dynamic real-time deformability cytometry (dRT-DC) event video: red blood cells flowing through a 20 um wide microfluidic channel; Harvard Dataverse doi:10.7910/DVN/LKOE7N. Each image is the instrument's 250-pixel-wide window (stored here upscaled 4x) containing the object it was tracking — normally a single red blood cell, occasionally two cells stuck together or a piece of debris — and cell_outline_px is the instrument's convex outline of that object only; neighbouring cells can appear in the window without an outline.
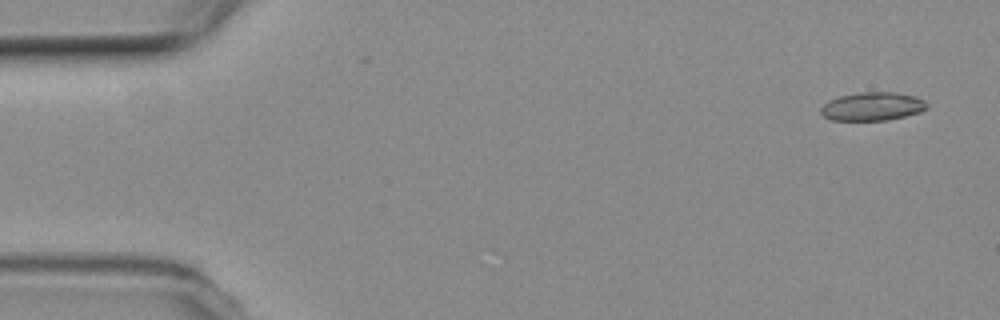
{"species": "common noctule bat (a hibernating species)", "species_latin": "Nyctalus noctula", "temperature_condition": "room temperature", "stored_images_in_passage": 8, "camera_frame_rate_fps": 3000, "um_per_image_px": 0.085, "animal": {"sex": "female", "body_mass_g": 19.3, "forearm_length_mm": 54.1}, "frame": {"image": 1, "passage_image": 1, "time_ms": 0.0, "image_size_px": [1000, 320], "cell_outline_px": [[928, 108], [920, 112], [904, 116], [884, 120], [832, 120], [824, 116], [820, 112], [820, 108], [828, 100], [840, 96], [860, 92], [896, 92], [916, 96], [924, 100], [928, 104]], "centroid_in_image_um": [74.17, 9.03], "position_along_channel_um": 10.8, "area_um2": 17.57}}
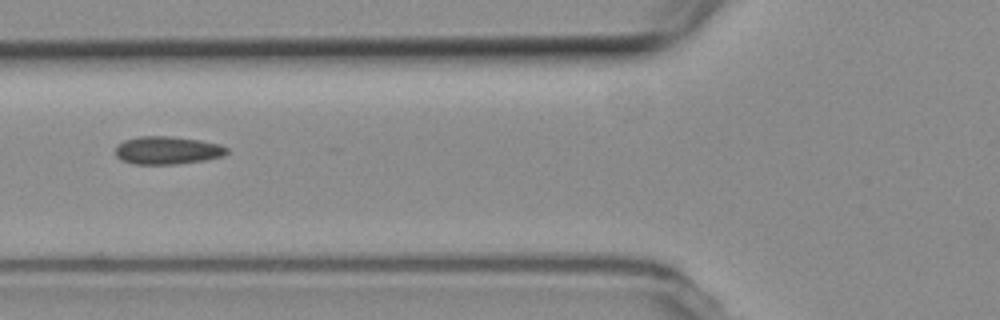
{"frame": {"image": 2, "passage_image": 6, "time_ms": 6.333, "image_size_px": [1000, 320], "cell_outline_px": [[228, 152], [224, 156], [204, 160], [180, 164], [132, 164], [120, 160], [116, 156], [116, 144], [124, 140], [140, 136], [172, 136], [200, 140], [220, 144], [228, 148]], "centroid_in_image_um": [14.22, 12.78], "position_along_channel_um": 111.6, "area_um2": 18.38}}
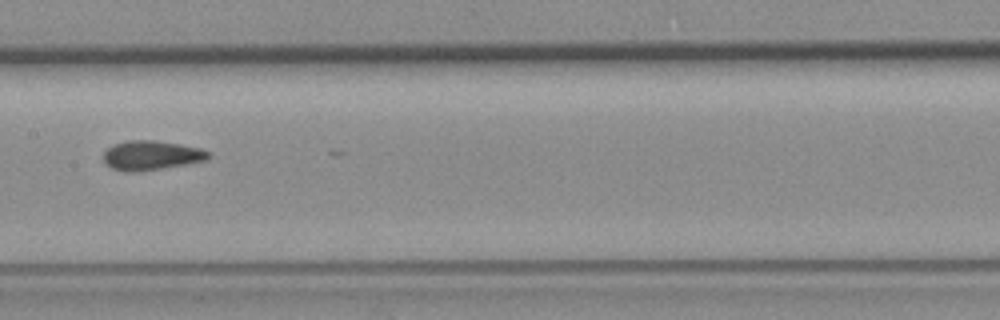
{"frame": {"image": 3, "passage_image": 8, "time_ms": 8.667, "image_size_px": [1000, 320], "cell_outline_px": [[212, 156], [208, 160], [188, 164], [136, 172], [124, 172], [112, 168], [104, 164], [104, 152], [112, 144], [128, 140], [152, 140], [180, 144], [200, 148], [212, 152]], "centroid_in_image_um": [12.89, 13.21], "position_along_channel_um": 194.5, "area_um2": 18.26}}